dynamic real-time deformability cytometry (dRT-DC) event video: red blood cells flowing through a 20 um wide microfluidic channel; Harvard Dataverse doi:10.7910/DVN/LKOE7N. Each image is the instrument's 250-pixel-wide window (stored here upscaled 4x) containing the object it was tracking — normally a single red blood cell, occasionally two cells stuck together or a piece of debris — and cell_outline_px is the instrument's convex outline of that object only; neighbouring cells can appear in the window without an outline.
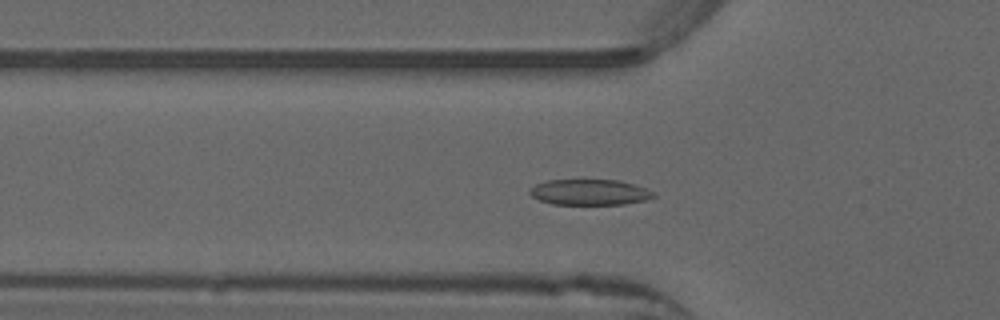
{"species": "common noctule bat (a hibernating species)", "species_latin": "Nyctalus noctula", "temperature_condition": "warm", "stored_images_in_passage": 51, "camera_frame_rate_fps": 3000, "um_per_image_px": 0.085, "animal": {"sex": "male", "forearm_length_mm": 52.5}, "frame": {"image": 1, "passage_image": 16, "time_ms": 5.0, "image_size_px": [1000, 320], "cell_outline_px": [[656, 196], [644, 200], [624, 204], [552, 204], [540, 200], [532, 196], [528, 192], [536, 184], [548, 180], [616, 180], [648, 188], [656, 192]], "centroid_in_image_um": [50.15, 16.34], "position_along_channel_um": 75.7, "area_um2": 18.44}}
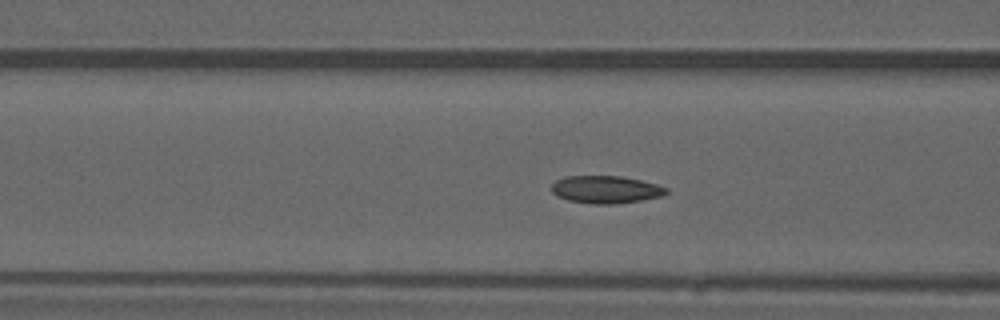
{"frame": {"image": 2, "passage_image": 19, "time_ms": 6.0, "image_size_px": [1000, 320], "cell_outline_px": [[668, 192], [664, 196], [640, 200], [612, 204], [592, 204], [568, 200], [556, 196], [552, 192], [552, 184], [556, 180], [564, 176], [620, 176], [640, 180], [656, 184], [668, 188]], "centroid_in_image_um": [51.48, 16.11], "position_along_channel_um": 115.1, "area_um2": 18.44}}
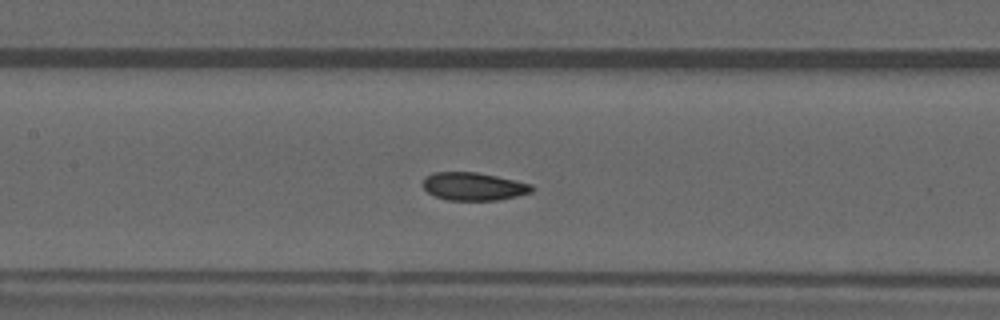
{"frame": {"image": 3, "passage_image": 23, "time_ms": 7.333, "image_size_px": [1000, 320], "cell_outline_px": [[536, 188], [532, 192], [516, 196], [496, 200], [448, 200], [436, 196], [428, 192], [424, 188], [424, 176], [436, 172], [476, 172], [516, 180], [532, 184]], "centroid_in_image_um": [40.29, 15.84], "position_along_channel_um": 167.1, "area_um2": 17.69}, "authors_computed_cell_mechanics": {"area_um2": 18.2648, "velocity_mm_per_s": 3.8936, "shape_relaxation_time_tau1_ms": 6.7074, "shape_relaxation_time_tau2_ms": 2.8193, "deformation_change_tau1": 0.1679, "deformation_change_tau2": 0.0792}}